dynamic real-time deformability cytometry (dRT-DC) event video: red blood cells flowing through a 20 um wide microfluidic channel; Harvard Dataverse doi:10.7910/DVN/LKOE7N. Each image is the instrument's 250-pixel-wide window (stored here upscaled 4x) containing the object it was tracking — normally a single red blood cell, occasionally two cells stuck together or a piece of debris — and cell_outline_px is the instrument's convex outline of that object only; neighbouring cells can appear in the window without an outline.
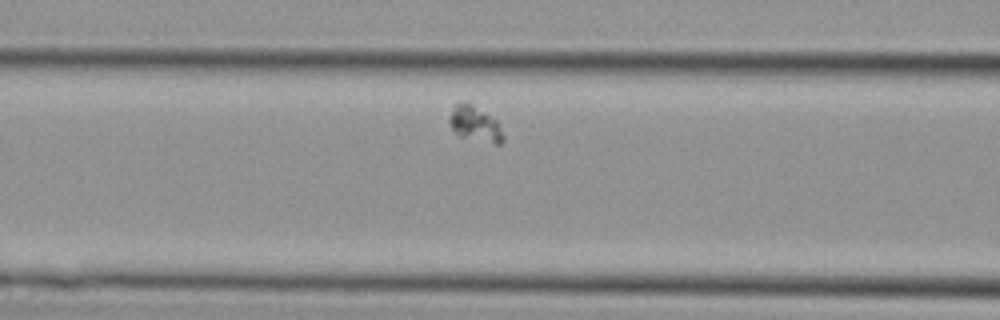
{"species": "Egyptian fruit bat (a non-hibernating species)", "species_latin": "Rousettus aegyptiacus", "temperature_condition": "cold", "stored_images_in_passage": 23, "camera_frame_rate_fps": 3000, "um_per_image_px": 0.085, "animal": {"sex": "female"}, "frame": {"image": 1, "passage_image": 7, "time_ms": 2.0, "image_size_px": [1000, 320], "cell_outline_px": [[504, 140], [500, 144], [496, 144], [460, 136], [452, 132], [448, 124], [448, 116], [456, 104], [460, 100], [468, 100], [496, 120], [504, 136]], "centroid_in_image_um": [40.32, 10.49], "position_along_channel_um": 126.3, "area_um2": 11.39}}